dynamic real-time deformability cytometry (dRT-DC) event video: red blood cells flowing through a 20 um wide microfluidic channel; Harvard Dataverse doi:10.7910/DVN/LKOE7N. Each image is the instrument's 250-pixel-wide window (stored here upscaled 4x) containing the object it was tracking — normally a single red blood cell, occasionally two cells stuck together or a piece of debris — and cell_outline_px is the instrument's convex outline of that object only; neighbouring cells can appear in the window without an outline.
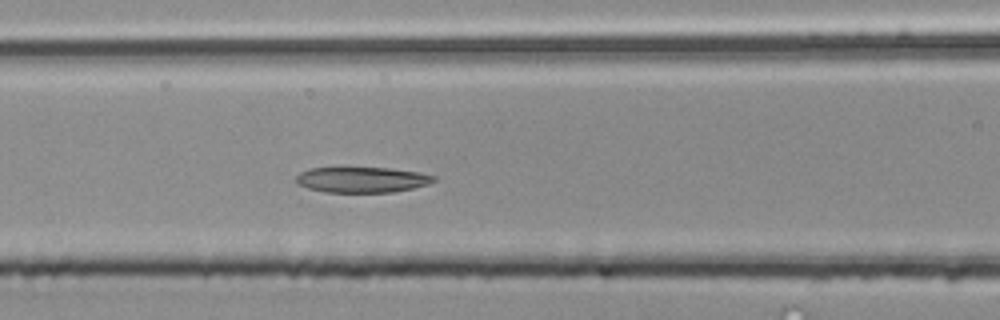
{"species": "common noctule bat (a hibernating species)", "species_latin": "Nyctalus noctula", "temperature_condition": "room temperature", "stored_images_in_passage": 41, "camera_frame_rate_fps": 3000, "um_per_image_px": 0.085, "animal": {"sex": "male", "body_mass_g": 20.4}, "frame": {"image": 1, "passage_image": 11, "time_ms": 3.333, "image_size_px": [1000, 320], "cell_outline_px": [[436, 180], [428, 184], [412, 188], [392, 192], [324, 192], [308, 188], [296, 184], [296, 176], [300, 172], [308, 168], [388, 168], [420, 172], [436, 176]], "centroid_in_image_um": [30.75, 15.27], "position_along_channel_um": 135.8, "area_um2": 20.52}}
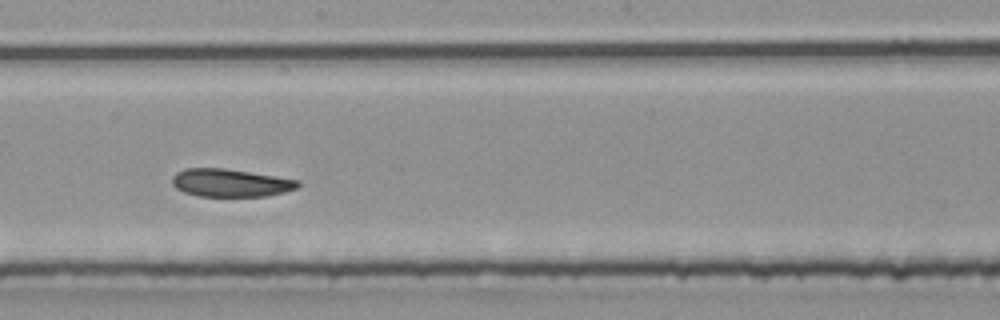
{"frame": {"image": 2, "passage_image": 18, "time_ms": 5.667, "image_size_px": [1000, 320], "cell_outline_px": [[300, 184], [296, 188], [284, 192], [264, 196], [200, 196], [184, 192], [176, 188], [172, 184], [172, 176], [176, 172], [184, 168], [224, 168], [300, 180]], "centroid_in_image_um": [19.56, 15.53], "position_along_channel_um": 228.6, "area_um2": 20.35}}
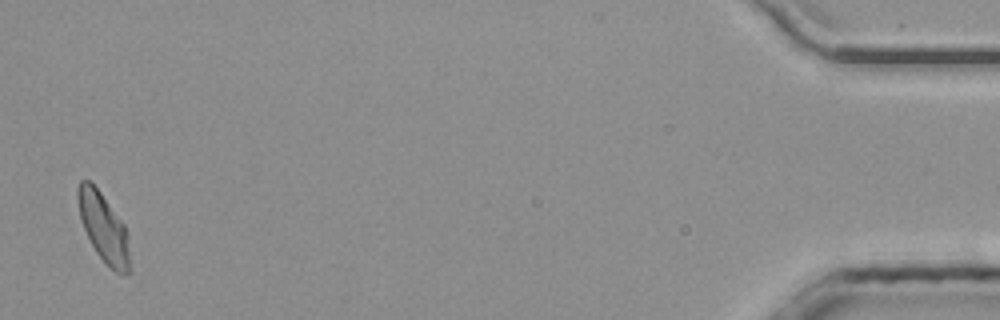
{"frame": {"image": 3, "passage_image": 40, "time_ms": 13.0, "image_size_px": [1000, 320], "cell_outline_px": [[132, 272], [120, 276], [108, 268], [96, 252], [84, 228], [80, 216], [76, 196], [76, 188], [80, 180], [88, 180], [100, 192], [124, 224]], "centroid_in_image_um": [8.8, 19.41], "position_along_channel_um": 426.4, "area_um2": 20.81}}